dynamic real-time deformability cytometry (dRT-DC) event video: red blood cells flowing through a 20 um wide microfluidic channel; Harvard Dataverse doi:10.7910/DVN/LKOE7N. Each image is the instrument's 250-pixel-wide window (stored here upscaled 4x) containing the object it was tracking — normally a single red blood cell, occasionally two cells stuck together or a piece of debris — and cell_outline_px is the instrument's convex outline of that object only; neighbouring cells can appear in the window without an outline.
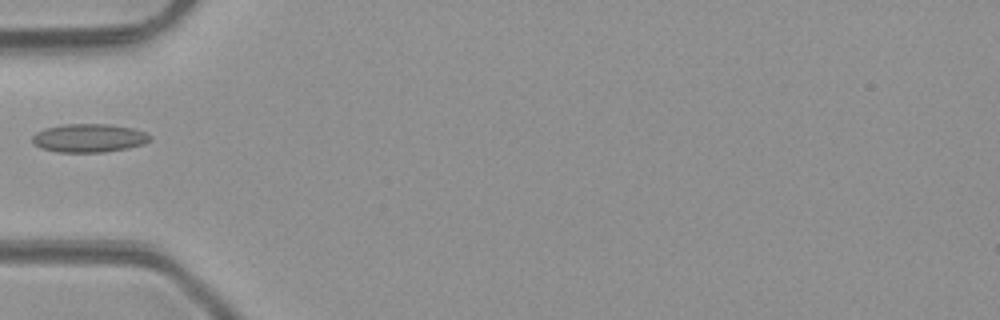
{"species": "common noctule bat (a hibernating species)", "species_latin": "Nyctalus noctula", "temperature_condition": "room temperature", "stored_images_in_passage": 4, "camera_frame_rate_fps": 3000, "um_per_image_px": 0.085, "animal": {"sex": "male", "body_mass_g": 23.1, "forearm_length_mm": 52.7}, "frame": {"image": 1, "passage_image": 4, "time_ms": 3.667, "image_size_px": [1000, 320], "cell_outline_px": [[152, 136], [144, 144], [128, 148], [104, 152], [60, 152], [40, 148], [32, 140], [32, 136], [36, 132], [44, 128], [64, 124], [108, 124], [132, 128], [144, 132]], "centroid_in_image_um": [7.55, 11.73], "position_along_channel_um": 77.4, "area_um2": 19.42}}